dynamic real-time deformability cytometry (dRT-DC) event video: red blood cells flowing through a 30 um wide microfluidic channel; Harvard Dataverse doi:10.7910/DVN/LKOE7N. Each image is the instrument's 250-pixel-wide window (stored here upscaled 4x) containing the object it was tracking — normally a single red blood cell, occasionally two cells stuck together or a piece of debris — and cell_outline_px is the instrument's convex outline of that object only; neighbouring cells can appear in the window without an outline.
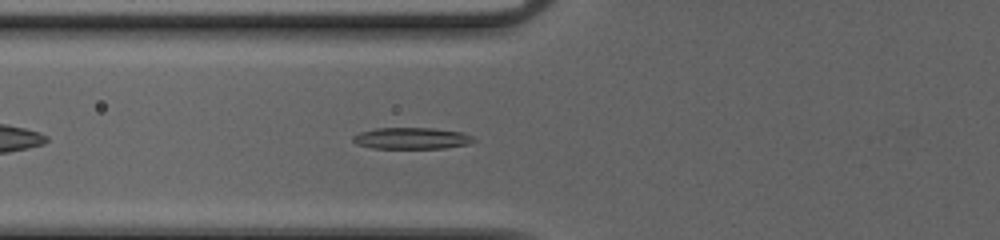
{"species": "common noctule bat (a hibernating species)", "species_latin": "Nyctalus noctula", "temperature_condition": "cold", "stored_images_in_passage": 37, "camera_frame_rate_fps": 3000, "um_per_image_px": 0.085, "animal": {"sex": "female", "body_mass_g": 20.0, "forearm_length_mm": 54.0}, "frame": {"image": 1, "passage_image": 6, "time_ms": 1.667, "image_size_px": [1000, 240], "cell_outline_px": [[480, 140], [468, 144], [444, 148], [372, 148], [356, 144], [352, 140], [352, 136], [360, 132], [376, 128], [432, 128], [464, 132]], "centroid_in_image_um": [35.03, 11.75], "position_along_channel_um": 90.8, "area_um2": 15.26}}
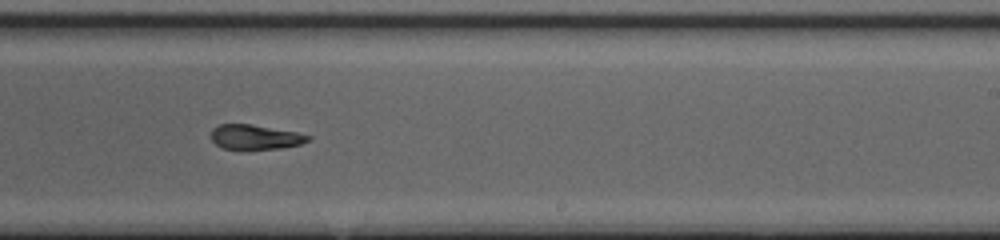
{"frame": {"image": 2, "passage_image": 19, "time_ms": 6.0, "image_size_px": [1000, 240], "cell_outline_px": [[312, 136], [308, 140], [300, 144], [280, 148], [224, 148], [216, 144], [212, 140], [212, 128], [220, 124], [252, 124], [296, 132]], "centroid_in_image_um": [21.69, 11.62], "position_along_channel_um": 267.3, "area_um2": 13.58}}
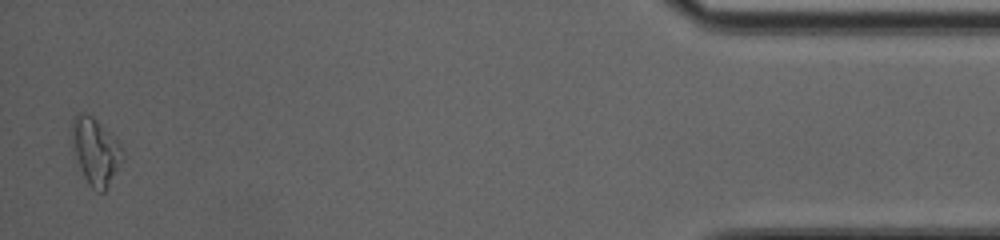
{"frame": {"image": 3, "passage_image": 36, "time_ms": 11.667, "image_size_px": [1000, 240], "cell_outline_px": [[124, 160], [104, 192], [96, 192], [88, 184], [72, 152], [72, 120], [80, 112], [92, 116], [120, 144], [124, 152]], "centroid_in_image_um": [8.12, 12.9], "position_along_channel_um": 427.1, "area_um2": 19.65}, "authors_computed_cell_mechanics": {"area_um2": 14.7968, "velocity_mm_per_s": 4.0554, "shape_relaxation_time_tau1_ms": 11.3596, "shape_relaxation_time_tau2_ms": 2.1682, "deformation_change_tau1": 0.3547, "deformation_change_tau2": 0.1083}}